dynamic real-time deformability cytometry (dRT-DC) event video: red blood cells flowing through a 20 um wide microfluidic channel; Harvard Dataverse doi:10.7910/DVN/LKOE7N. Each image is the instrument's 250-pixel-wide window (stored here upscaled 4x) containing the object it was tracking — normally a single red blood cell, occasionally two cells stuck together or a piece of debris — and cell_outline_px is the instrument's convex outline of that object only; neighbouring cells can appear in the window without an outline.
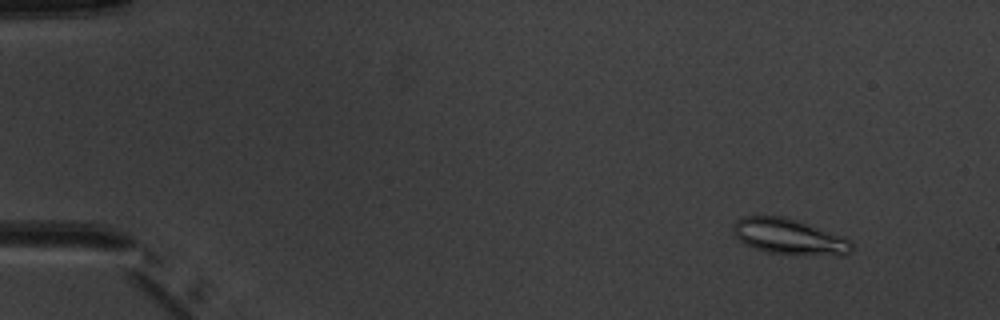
{"species": "common noctule bat (a hibernating species)", "species_latin": "Nyctalus noctula", "temperature_condition": "warm", "stored_images_in_passage": 3, "camera_frame_rate_fps": 3000, "um_per_image_px": 0.085, "animal": {"sex": "male", "body_mass_g": 20.1, "forearm_length_mm": 53.5}, "frame": {"image": 1, "passage_image": 1, "time_ms": 0.0, "image_size_px": [1000, 320], "cell_outline_px": [[852, 248], [844, 256], [840, 256], [768, 252], [744, 244], [732, 232], [732, 224], [736, 220], [744, 216], [780, 216], [796, 220], [844, 236], [852, 244]], "centroid_in_image_um": [67.06, 20.11], "position_along_channel_um": 17.9, "area_um2": 24.39}}